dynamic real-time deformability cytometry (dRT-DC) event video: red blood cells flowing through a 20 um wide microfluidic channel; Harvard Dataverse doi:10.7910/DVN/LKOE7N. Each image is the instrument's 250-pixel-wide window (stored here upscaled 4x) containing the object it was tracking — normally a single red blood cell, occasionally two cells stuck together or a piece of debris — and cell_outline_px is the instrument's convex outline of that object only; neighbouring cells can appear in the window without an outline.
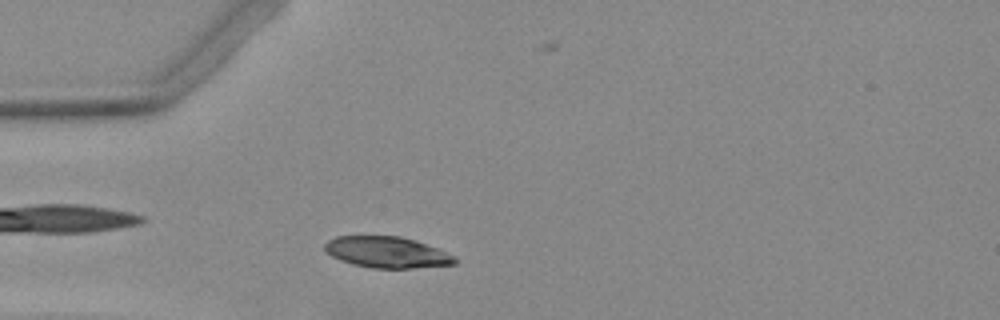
{"species": "Egyptian fruit bat (a non-hibernating species)", "species_latin": "Rousettus aegyptiacus", "temperature_condition": "warm", "stored_images_in_passage": 34, "camera_frame_rate_fps": 3000, "um_per_image_px": 0.085, "animal": {"sex": "female"}, "frame": {"image": 1, "passage_image": 7, "time_ms": 2.0, "image_size_px": [1000, 320], "cell_outline_px": [[456, 264], [412, 268], [372, 268], [340, 260], [332, 256], [324, 248], [324, 244], [328, 240], [336, 236], [400, 236], [436, 248], [452, 256], [456, 260]], "centroid_in_image_um": [32.84, 21.44], "position_along_channel_um": 52.2, "area_um2": 23.12}}
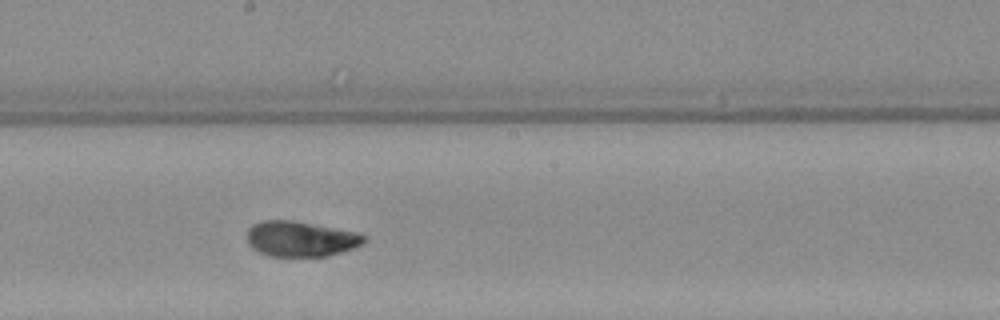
{"frame": {"image": 2, "passage_image": 21, "time_ms": 6.667, "image_size_px": [1000, 320], "cell_outline_px": [[368, 240], [352, 248], [328, 256], [268, 256], [252, 248], [248, 244], [248, 228], [252, 224], [264, 220], [292, 220], [356, 232], [364, 236]], "centroid_in_image_um": [25.52, 20.3], "position_along_channel_um": 222.7, "area_um2": 23.93}}
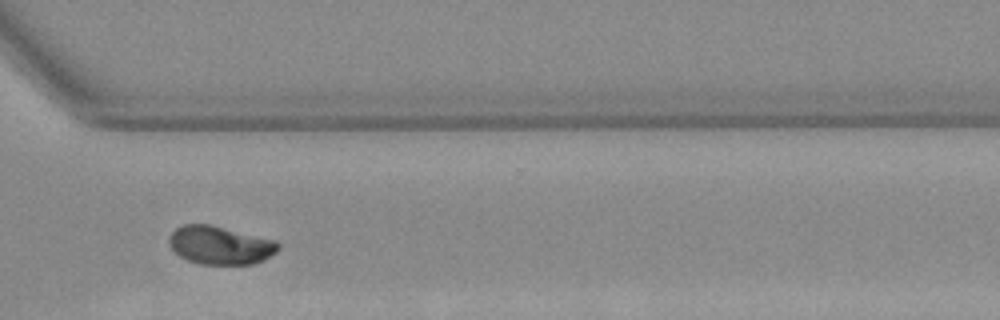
{"frame": {"image": 3, "passage_image": 31, "time_ms": 10.0, "image_size_px": [1000, 320], "cell_outline_px": [[280, 248], [276, 252], [252, 264], [200, 264], [188, 260], [180, 256], [172, 248], [168, 240], [168, 236], [176, 228], [184, 224], [208, 224], [276, 240], [280, 244]], "centroid_in_image_um": [18.7, 20.83], "position_along_channel_um": 351.9, "area_um2": 24.1}}